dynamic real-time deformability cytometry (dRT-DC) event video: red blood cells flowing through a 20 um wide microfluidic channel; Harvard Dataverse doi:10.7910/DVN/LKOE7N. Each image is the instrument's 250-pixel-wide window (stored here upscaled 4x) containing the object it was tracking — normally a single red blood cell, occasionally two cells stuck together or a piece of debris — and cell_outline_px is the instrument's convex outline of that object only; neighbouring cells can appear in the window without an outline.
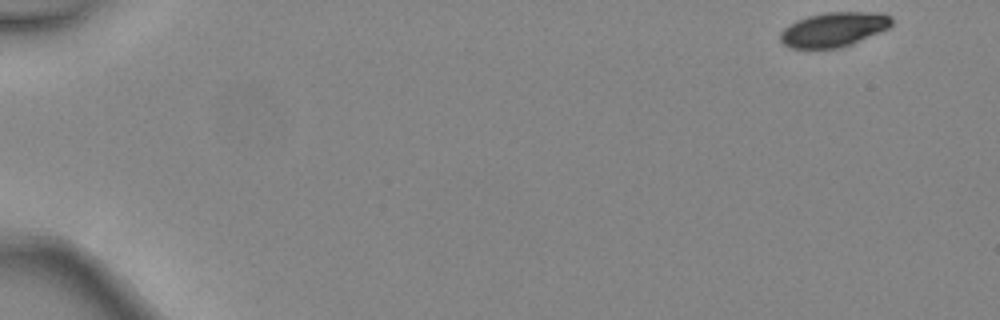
{"species": "common noctule bat (a hibernating species)", "species_latin": "Nyctalus noctula", "temperature_condition": "warm", "stored_images_in_passage": 5, "camera_frame_rate_fps": 3000, "um_per_image_px": 0.085, "animal": {"sex": "female", "body_mass_g": 24.6, "forearm_length_mm": 56.2}, "frame": {"image": 1, "passage_image": 1, "time_ms": 0.0, "image_size_px": [1000, 320], "cell_outline_px": [[892, 24], [888, 28], [880, 32], [852, 44], [840, 48], [792, 48], [784, 44], [780, 40], [780, 32], [784, 28], [796, 20], [808, 16], [828, 12], [880, 12], [892, 16]], "centroid_in_image_um": [70.89, 2.5], "position_along_channel_um": 14.1, "area_um2": 22.43}}
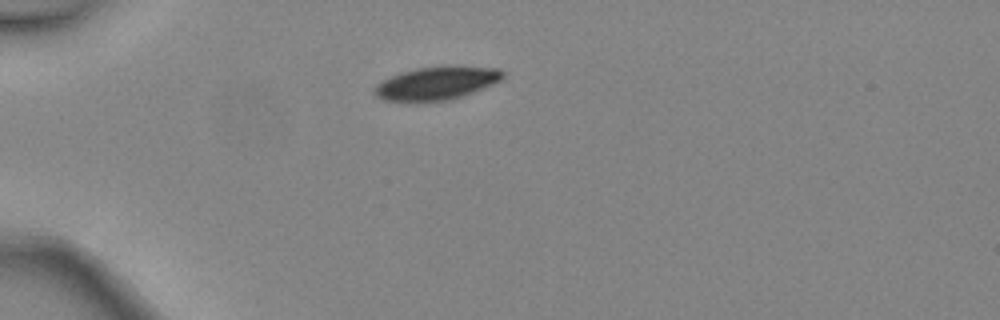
{"frame": {"image": 2, "passage_image": 4, "time_ms": 1.0, "image_size_px": [1000, 320], "cell_outline_px": [[504, 76], [500, 80], [492, 84], [472, 92], [460, 96], [444, 100], [384, 100], [376, 96], [372, 92], [372, 88], [376, 84], [400, 72], [416, 68], [500, 68], [504, 72]], "centroid_in_image_um": [37.04, 7.08], "position_along_channel_um": 48.0, "area_um2": 23.52}}